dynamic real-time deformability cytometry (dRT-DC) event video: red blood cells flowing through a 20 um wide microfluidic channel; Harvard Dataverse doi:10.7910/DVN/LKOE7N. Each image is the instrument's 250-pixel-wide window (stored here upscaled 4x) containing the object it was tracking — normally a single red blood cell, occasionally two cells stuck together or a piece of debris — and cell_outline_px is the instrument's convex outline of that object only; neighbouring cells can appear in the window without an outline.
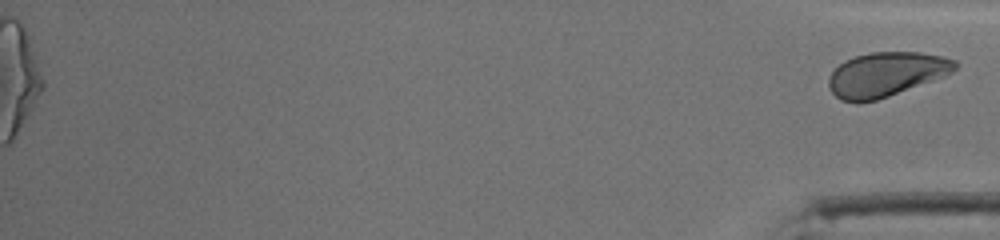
{"species": "human", "species_latin": "Homo sapiens", "temperature_condition": "cold", "stored_images_in_passage": 54, "segment_of_instrument_passage": [2, 2], "camera_frame_rate_fps": 3000, "um_per_image_px": 0.085, "donor": {"sex": "male"}, "frame": {"image": 1, "passage_image": 54, "time_ms": 17.667, "image_size_px": [1000, 240], "cell_outline_px": [[960, 64], [952, 72], [944, 76], [888, 96], [876, 100], [860, 104], [856, 104], [840, 100], [828, 88], [828, 76], [844, 60], [856, 56], [872, 52], [920, 52], [944, 56], [956, 60]], "centroid_in_image_um": [75.3, 6.33], "position_along_channel_um": 359.9, "area_um2": 32.89}}